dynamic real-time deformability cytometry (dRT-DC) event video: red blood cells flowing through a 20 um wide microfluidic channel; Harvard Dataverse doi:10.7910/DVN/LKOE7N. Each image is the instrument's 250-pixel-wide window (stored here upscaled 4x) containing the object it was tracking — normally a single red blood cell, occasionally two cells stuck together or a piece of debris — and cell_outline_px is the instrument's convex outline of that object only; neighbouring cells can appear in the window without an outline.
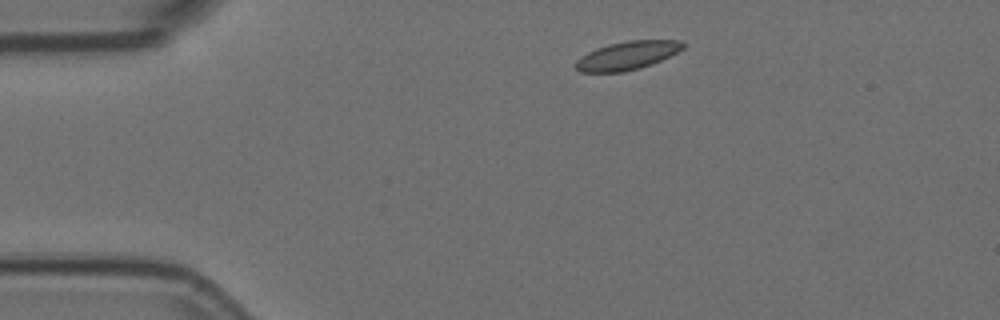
{"species": "Egyptian fruit bat (a non-hibernating species)", "species_latin": "Rousettus aegyptiacus", "temperature_condition": "room temperature", "stored_images_in_passage": 2, "camera_frame_rate_fps": 3000, "um_per_image_px": 0.085, "animal": {"sex": "female"}, "frame": {"image": 1, "passage_image": 1, "time_ms": 0.0, "image_size_px": [1000, 320], "cell_outline_px": [[684, 48], [652, 64], [640, 68], [624, 72], [580, 72], [572, 64], [580, 56], [596, 48], [608, 44], [628, 40], [680, 40], [684, 44]], "centroid_in_image_um": [53.26, 4.72], "position_along_channel_um": 31.7, "area_um2": 17.8}}